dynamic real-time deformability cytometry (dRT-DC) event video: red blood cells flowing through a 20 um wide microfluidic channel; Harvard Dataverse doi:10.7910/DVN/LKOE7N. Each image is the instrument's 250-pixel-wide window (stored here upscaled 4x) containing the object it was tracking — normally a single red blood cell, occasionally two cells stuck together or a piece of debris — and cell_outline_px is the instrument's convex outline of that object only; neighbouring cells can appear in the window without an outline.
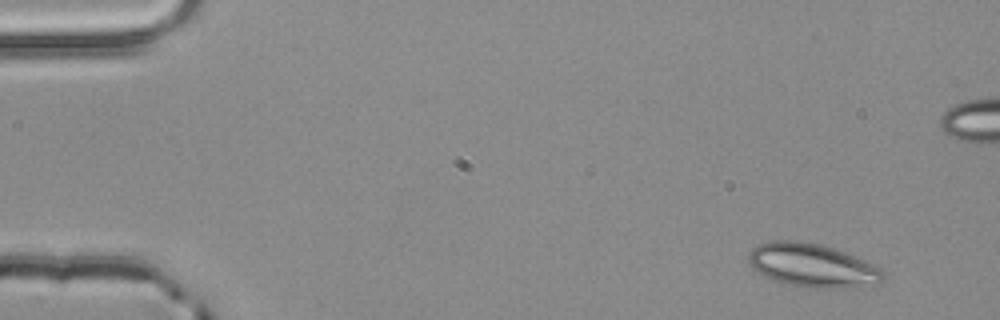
{"species": "common noctule bat (a hibernating species)", "species_latin": "Nyctalus noctula", "temperature_condition": "room temperature", "stored_images_in_passage": 3, "camera_frame_rate_fps": 3000, "um_per_image_px": 0.085, "animal": {"sex": "male", "body_mass_g": 20.4}, "frame": {"image": 1, "passage_image": 1, "time_ms": 0.0, "image_size_px": [1000, 320], "cell_outline_px": [[884, 280], [876, 284], [848, 288], [812, 288], [772, 280], [764, 276], [752, 268], [748, 264], [748, 252], [752, 248], [760, 244], [772, 240], [796, 240], [820, 244], [836, 248], [864, 260], [880, 268], [884, 272]], "centroid_in_image_um": [69.04, 22.55], "position_along_channel_um": 16.0, "area_um2": 34.33}}